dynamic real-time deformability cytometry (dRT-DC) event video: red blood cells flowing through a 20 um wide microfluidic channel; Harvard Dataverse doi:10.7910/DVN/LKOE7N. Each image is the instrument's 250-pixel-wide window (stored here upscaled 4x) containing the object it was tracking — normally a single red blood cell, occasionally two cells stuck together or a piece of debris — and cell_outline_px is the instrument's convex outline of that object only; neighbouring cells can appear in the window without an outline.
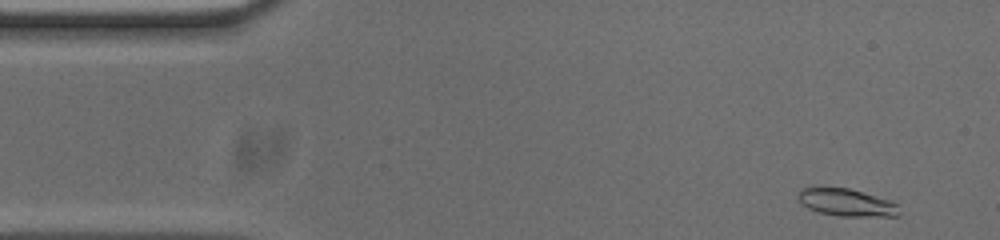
{"species": "common noctule bat (a hibernating species)", "species_latin": "Nyctalus noctula", "temperature_condition": "cold", "stored_images_in_passage": 51, "camera_frame_rate_fps": 3000, "um_per_image_px": 0.085, "animal": {"sex": "male", "body_mass_g": 20.0, "forearm_length_mm": 53.3}, "frame": {"image": 1, "passage_image": 1, "time_ms": 0.0, "image_size_px": [1000, 240], "cell_outline_px": [[900, 216], [840, 216], [820, 212], [808, 208], [800, 204], [796, 200], [796, 196], [800, 188], [812, 184], [816, 184], [848, 188], [892, 200], [896, 204], [900, 212]], "centroid_in_image_um": [71.84, 17.15], "position_along_channel_um": 13.2, "area_um2": 16.99}}
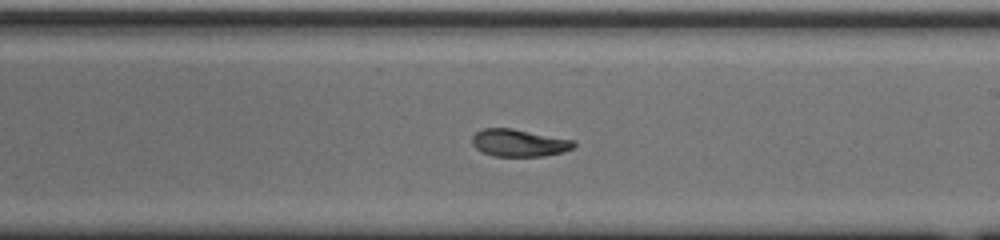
{"frame": {"image": 2, "passage_image": 27, "time_ms": 8.667, "image_size_px": [1000, 240], "cell_outline_px": [[576, 144], [572, 148], [564, 152], [544, 156], [492, 156], [476, 148], [472, 144], [472, 136], [476, 132], [484, 128], [512, 128], [576, 140]], "centroid_in_image_um": [44.14, 12.14], "position_along_channel_um": 244.9, "area_um2": 16.3}}
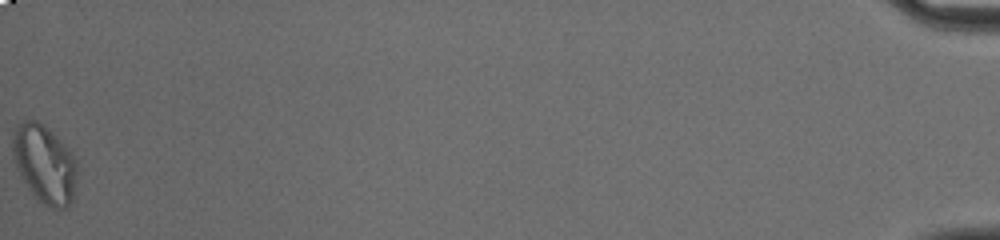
{"frame": {"image": 3, "passage_image": 51, "time_ms": 16.667, "image_size_px": [1000, 240], "cell_outline_px": [[80, 172], [72, 204], [68, 208], [52, 208], [44, 204], [28, 188], [20, 176], [16, 168], [12, 156], [12, 132], [24, 120], [36, 120], [48, 128], [72, 152]], "centroid_in_image_um": [3.83, 13.96], "position_along_channel_um": 431.4, "area_um2": 29.88}, "authors_computed_cell_mechanics": {"area_um2": 16.6464, "velocity_mm_per_s": 3.7421, "shape_relaxation_time_tau1_ms": 7.5542, "shape_relaxation_time_tau2_ms": 2.924, "deformation_change_tau1": 0.2065, "deformation_change_tau2": 0.0716}}